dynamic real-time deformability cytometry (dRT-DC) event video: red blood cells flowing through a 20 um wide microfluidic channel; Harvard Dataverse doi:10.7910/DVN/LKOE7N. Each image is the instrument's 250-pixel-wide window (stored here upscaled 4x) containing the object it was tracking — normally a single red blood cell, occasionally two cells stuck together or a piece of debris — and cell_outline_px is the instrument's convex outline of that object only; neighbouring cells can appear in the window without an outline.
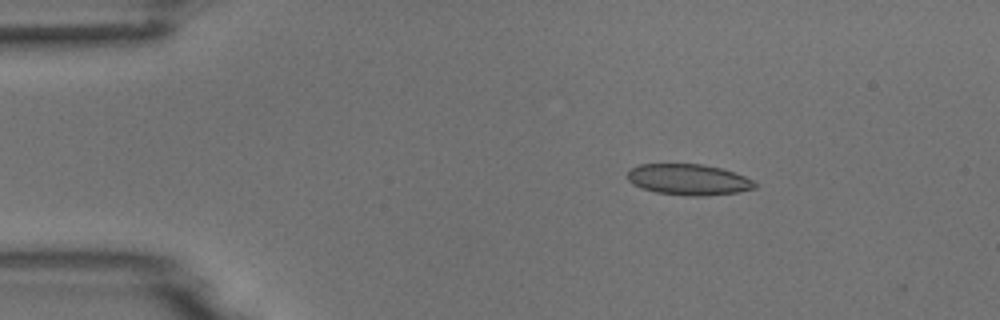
{"species": "common noctule bat (a hibernating species)", "species_latin": "Nyctalus noctula", "temperature_condition": "room temperature", "stored_images_in_passage": 4, "camera_frame_rate_fps": 3000, "um_per_image_px": 0.085, "animal": {"sex": "male", "body_mass_g": 18.8}, "frame": {"image": 1, "passage_image": 3, "time_ms": 2.0, "image_size_px": [1000, 320], "cell_outline_px": [[756, 188], [736, 192], [704, 196], [684, 196], [656, 192], [632, 184], [628, 180], [628, 172], [632, 168], [640, 164], [704, 164], [720, 168], [744, 176], [752, 180], [756, 184]], "centroid_in_image_um": [58.52, 15.27], "position_along_channel_um": 26.5, "area_um2": 22.83}}